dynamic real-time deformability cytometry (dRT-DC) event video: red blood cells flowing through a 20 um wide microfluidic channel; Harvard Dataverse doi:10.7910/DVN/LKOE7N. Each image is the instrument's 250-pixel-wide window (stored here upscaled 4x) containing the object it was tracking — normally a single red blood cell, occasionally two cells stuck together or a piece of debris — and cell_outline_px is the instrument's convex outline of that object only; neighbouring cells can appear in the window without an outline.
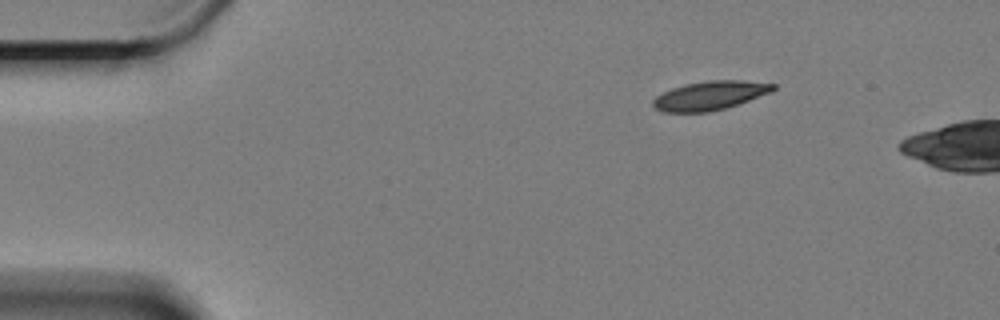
{"species": "Egyptian fruit bat (a non-hibernating species)", "species_latin": "Rousettus aegyptiacus", "temperature_condition": "cold", "stored_images_in_passage": 49, "camera_frame_rate_fps": 3000, "um_per_image_px": 0.085, "animal": {"sex": "female"}, "frame": {"image": 1, "passage_image": 1, "time_ms": 0.0, "image_size_px": [1000, 320], "cell_outline_px": [[776, 88], [772, 92], [724, 108], [708, 112], [664, 112], [656, 108], [652, 104], [652, 100], [656, 96], [672, 88], [684, 84], [708, 80], [744, 80], [776, 84]], "centroid_in_image_um": [60.35, 8.11], "position_along_channel_um": 24.7, "area_um2": 20.11}}
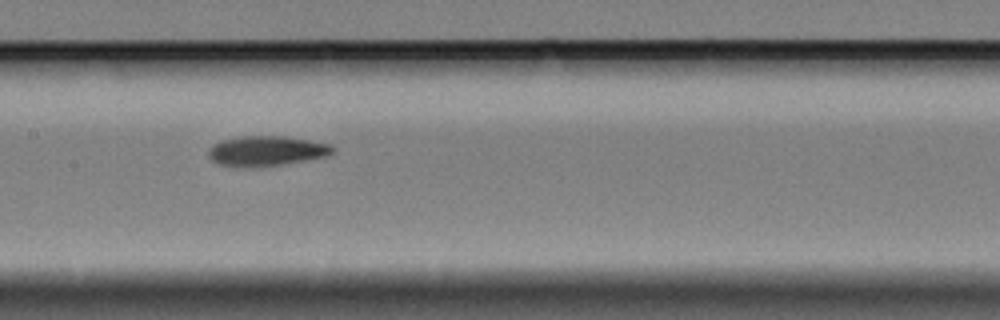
{"frame": {"image": 2, "passage_image": 22, "time_ms": 7.0, "image_size_px": [1000, 320], "cell_outline_px": [[336, 152], [328, 156], [280, 164], [252, 168], [216, 164], [208, 156], [208, 148], [212, 144], [220, 140], [240, 136], [284, 136], [332, 144], [336, 148]], "centroid_in_image_um": [22.64, 12.82], "position_along_channel_um": 184.8, "area_um2": 22.02}}
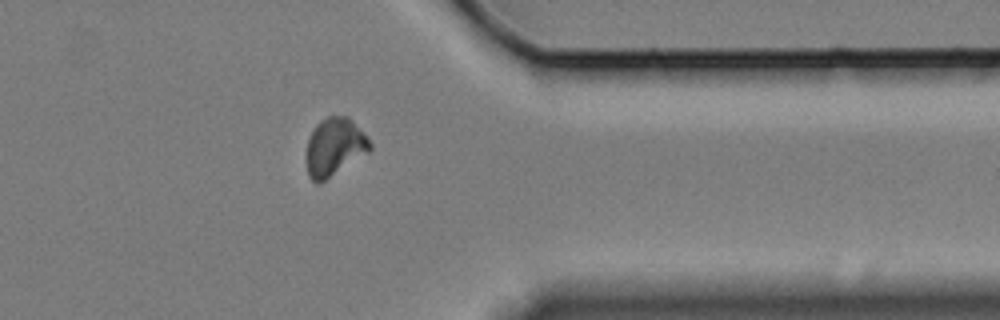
{"frame": {"image": 3, "passage_image": 41, "time_ms": 13.333, "image_size_px": [1000, 320], "cell_outline_px": [[372, 148], [368, 152], [320, 184], [316, 184], [308, 176], [304, 160], [304, 156], [308, 140], [316, 124], [320, 120], [328, 116], [348, 116], [352, 120], [372, 144]], "centroid_in_image_um": [28.38, 12.52], "position_along_channel_um": 383.0, "area_um2": 21.68}, "authors_computed_cell_mechanics": {"area_um2": 21.2126, "velocity_mm_per_s": 3.2771, "shape_relaxation_time_tau1_ms": 6.0052, "shape_relaxation_time_tau2_ms": 5.935, "deformation_change_tau1": 0.1235, "deformation_change_tau2": 0.0968}}